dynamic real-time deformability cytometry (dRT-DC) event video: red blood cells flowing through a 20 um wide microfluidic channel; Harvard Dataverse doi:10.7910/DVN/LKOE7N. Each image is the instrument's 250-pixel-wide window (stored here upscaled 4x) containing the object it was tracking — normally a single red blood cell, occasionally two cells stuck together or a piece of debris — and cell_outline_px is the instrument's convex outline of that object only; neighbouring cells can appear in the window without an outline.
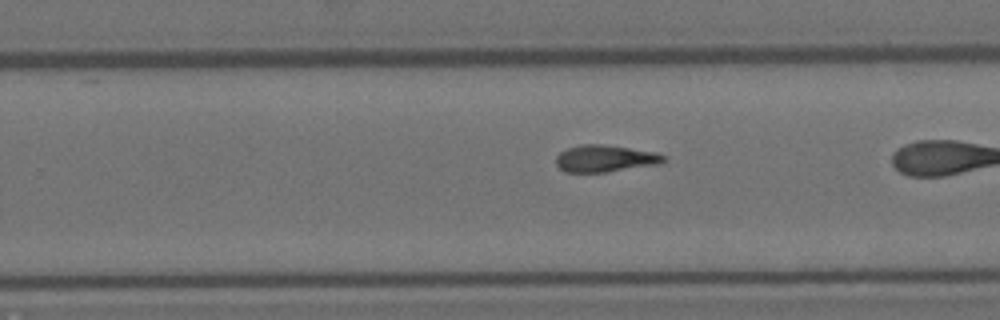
{"species": "Egyptian fruit bat (a non-hibernating species)", "species_latin": "Rousettus aegyptiacus", "temperature_condition": "room temperature", "stored_images_in_passage": 29, "camera_frame_rate_fps": 3000, "um_per_image_px": 0.085, "animal": {"sex": "female"}, "frame": {"image": 1, "passage_image": 19, "time_ms": 6.0, "image_size_px": [1000, 320], "cell_outline_px": [[664, 160], [656, 164], [604, 172], [564, 172], [556, 164], [556, 156], [560, 152], [568, 148], [580, 144], [600, 144], [656, 152], [664, 156]], "centroid_in_image_um": [51.36, 13.47], "position_along_channel_um": 278.4, "area_um2": 16.53}, "authors_computed_cell_mechanics": {"area_um2": 16.7042, "velocity_mm_per_s": 3.7552, "shape_relaxation_time_tau1_ms": 7.6321, "shape_relaxation_time_tau2_ms": 5.9475, "deformation_change_tau1": 0.2625, "deformation_change_tau2": 0.1701}}